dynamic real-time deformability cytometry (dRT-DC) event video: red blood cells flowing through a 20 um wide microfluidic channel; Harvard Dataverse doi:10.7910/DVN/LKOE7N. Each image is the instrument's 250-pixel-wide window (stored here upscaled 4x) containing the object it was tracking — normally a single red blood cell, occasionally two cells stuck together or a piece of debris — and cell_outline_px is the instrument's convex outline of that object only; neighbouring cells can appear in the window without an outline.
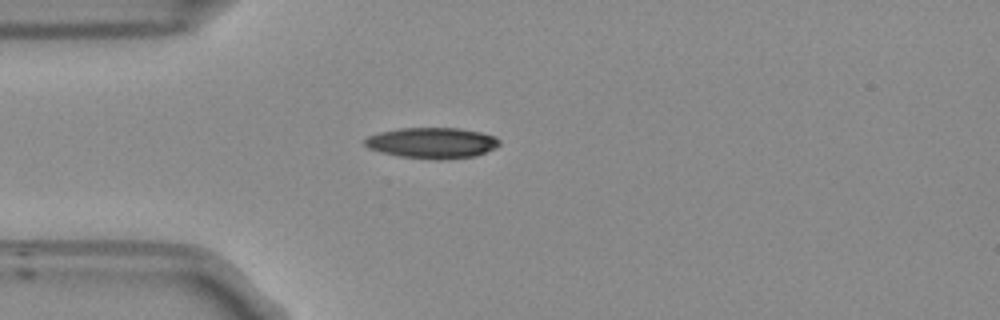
{"species": "Egyptian fruit bat (a non-hibernating species)", "species_latin": "Rousettus aegyptiacus", "temperature_condition": "room temperature", "stored_images_in_passage": 40, "camera_frame_rate_fps": 3000, "um_per_image_px": 0.085, "frame": {"image": 1, "passage_image": 1, "time_ms": 0.0, "image_size_px": [1000, 320], "cell_outline_px": [[500, 144], [496, 148], [472, 156], [440, 160], [436, 160], [400, 156], [380, 152], [368, 148], [364, 144], [364, 140], [368, 136], [380, 132], [400, 128], [460, 128], [480, 132], [496, 136], [500, 140]], "centroid_in_image_um": [36.73, 12.14], "position_along_channel_um": 48.3, "area_um2": 24.16}}
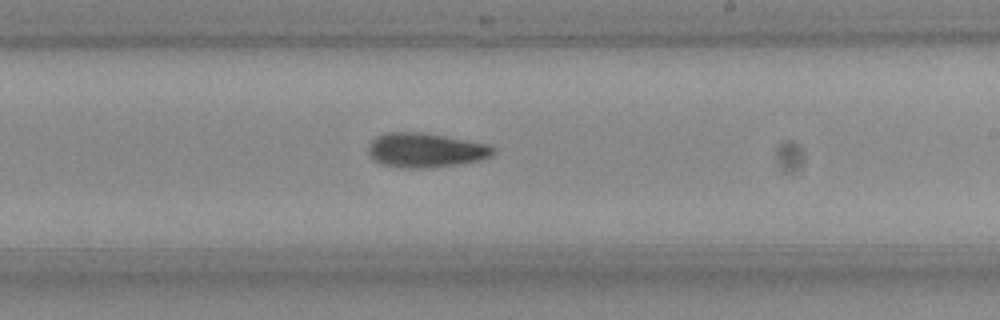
{"frame": {"image": 2, "passage_image": 18, "time_ms": 5.667, "image_size_px": [1000, 320], "cell_outline_px": [[496, 152], [480, 160], [424, 168], [396, 168], [380, 164], [372, 160], [368, 152], [368, 144], [376, 136], [384, 132], [420, 132], [444, 136], [488, 144], [496, 148]], "centroid_in_image_um": [36.09, 12.76], "position_along_channel_um": 252.9, "area_um2": 25.09}}
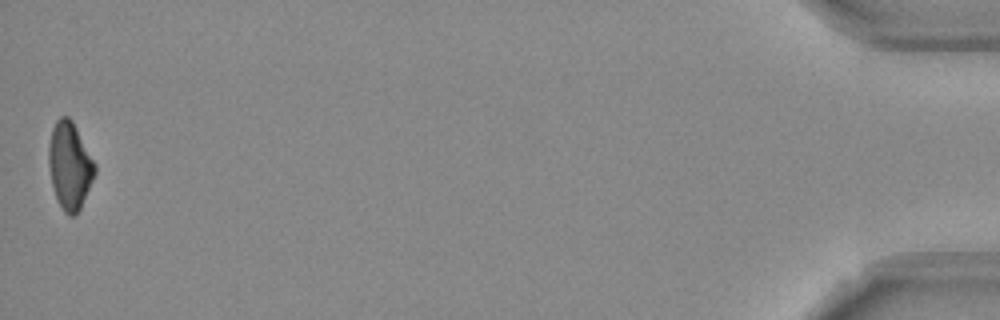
{"frame": {"image": 3, "passage_image": 40, "time_ms": 13.0, "image_size_px": [1000, 320], "cell_outline_px": [[96, 172], [80, 208], [76, 216], [68, 216], [64, 212], [56, 200], [52, 184], [48, 164], [48, 144], [52, 128], [56, 120], [60, 116], [68, 116], [72, 120], [96, 164]], "centroid_in_image_um": [5.91, 14.08], "position_along_channel_um": 429.3, "area_um2": 23.58}}